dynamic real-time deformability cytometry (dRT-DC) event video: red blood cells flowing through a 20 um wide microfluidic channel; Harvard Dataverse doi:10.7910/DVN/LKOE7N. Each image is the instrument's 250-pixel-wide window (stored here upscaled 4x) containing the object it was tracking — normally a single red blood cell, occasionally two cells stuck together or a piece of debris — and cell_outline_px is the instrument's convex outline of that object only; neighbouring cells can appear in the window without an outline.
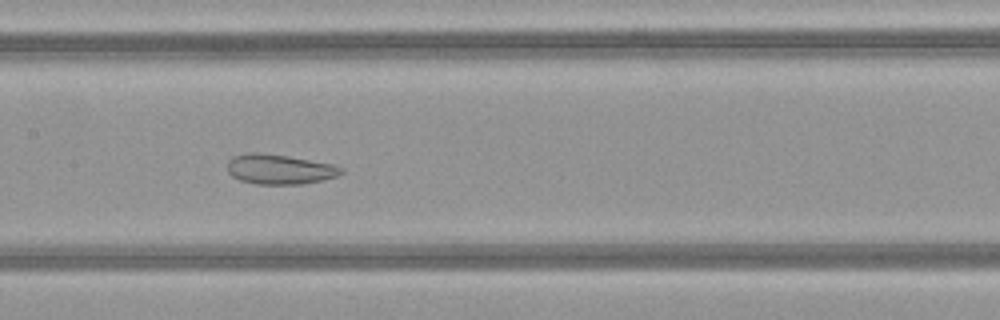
{"species": "common noctule bat (a hibernating species)", "species_latin": "Nyctalus noctula", "temperature_condition": "warm", "stored_images_in_passage": 49, "camera_frame_rate_fps": 3000, "um_per_image_px": 0.085, "animal": {"sex": "female", "body_mass_g": 21.9}, "frame": {"image": 1, "passage_image": 24, "time_ms": 7.667, "image_size_px": [1000, 320], "cell_outline_px": [[344, 172], [336, 176], [304, 184], [256, 184], [240, 180], [232, 176], [228, 172], [228, 160], [232, 156], [248, 152], [256, 152], [288, 156], [336, 164], [344, 168]], "centroid_in_image_um": [23.77, 14.37], "position_along_channel_um": 183.6, "area_um2": 20.0}}
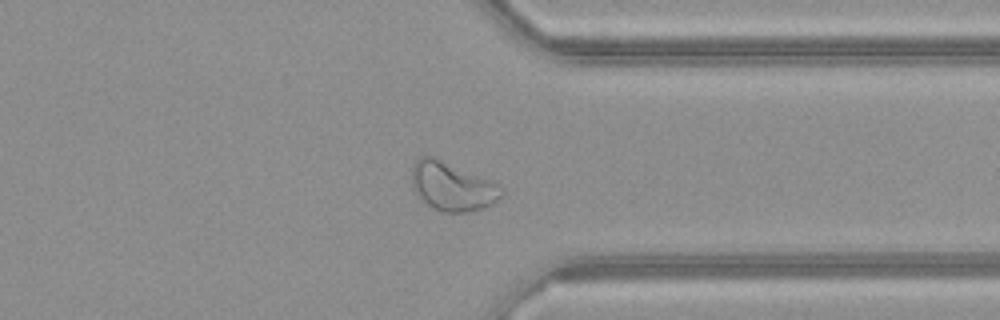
{"frame": {"image": 2, "passage_image": 38, "time_ms": 12.333, "image_size_px": [1000, 320], "cell_outline_px": [[504, 196], [492, 204], [484, 208], [472, 212], [444, 212], [424, 204], [416, 196], [412, 188], [412, 164], [420, 156], [432, 156], [492, 180], [504, 188]], "centroid_in_image_um": [38.44, 15.86], "position_along_channel_um": 373.0, "area_um2": 25.95}}
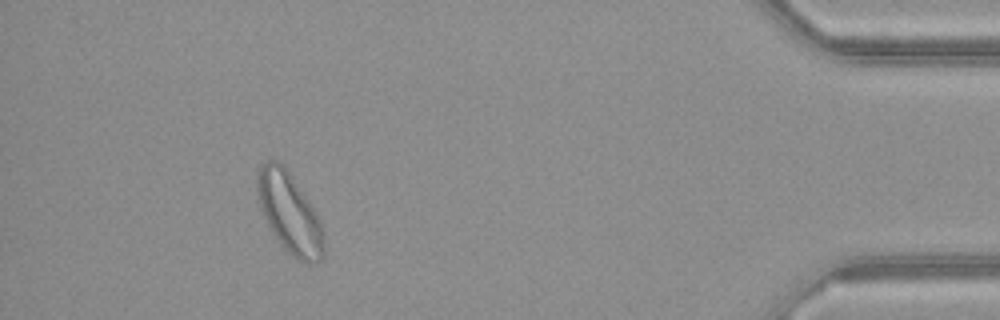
{"frame": {"image": 3, "passage_image": 45, "time_ms": 14.667, "image_size_px": [1000, 320], "cell_outline_px": [[324, 256], [320, 260], [312, 264], [308, 264], [296, 260], [280, 244], [272, 232], [264, 216], [256, 192], [256, 172], [268, 160], [276, 160], [284, 164], [316, 212], [320, 220], [324, 232]], "centroid_in_image_um": [24.62, 18.12], "position_along_channel_um": 410.6, "area_um2": 31.33}, "authors_computed_cell_mechanics": {"area_um2": 28.611, "velocity_mm_per_s": 4.1208, "shape_relaxation_time_tau1_ms": null, "shape_relaxation_time_tau2_ms": 1.3832, "deformation_change_tau1": null, "deformation_change_tau2": 0.0729}}